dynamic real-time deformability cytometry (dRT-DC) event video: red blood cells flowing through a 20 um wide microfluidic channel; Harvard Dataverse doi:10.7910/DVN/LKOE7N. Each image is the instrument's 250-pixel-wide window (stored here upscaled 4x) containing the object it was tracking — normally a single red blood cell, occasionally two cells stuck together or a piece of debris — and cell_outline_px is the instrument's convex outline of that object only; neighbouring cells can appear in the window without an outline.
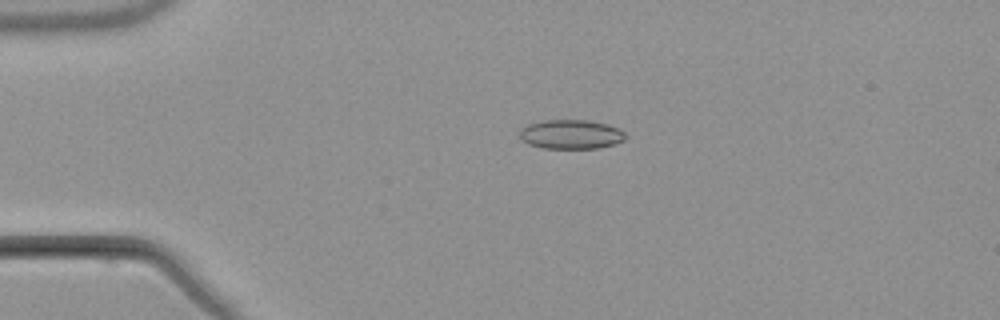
{"species": "common noctule bat (a hibernating species)", "species_latin": "Nyctalus noctula", "temperature_condition": "warm", "stored_images_in_passage": 3, "camera_frame_rate_fps": 3000, "um_per_image_px": 0.085, "animal": {"sex": "male", "body_mass_g": 21.5, "forearm_length_mm": 52.0}, "frame": {"image": 1, "passage_image": 1, "time_ms": 0.0, "image_size_px": [1000, 320], "cell_outline_px": [[628, 136], [624, 140], [600, 148], [544, 148], [528, 144], [520, 140], [520, 128], [528, 124], [544, 120], [588, 120], [608, 124], [624, 132]], "centroid_in_image_um": [48.51, 11.41], "position_along_channel_um": 36.5, "area_um2": 18.09}}